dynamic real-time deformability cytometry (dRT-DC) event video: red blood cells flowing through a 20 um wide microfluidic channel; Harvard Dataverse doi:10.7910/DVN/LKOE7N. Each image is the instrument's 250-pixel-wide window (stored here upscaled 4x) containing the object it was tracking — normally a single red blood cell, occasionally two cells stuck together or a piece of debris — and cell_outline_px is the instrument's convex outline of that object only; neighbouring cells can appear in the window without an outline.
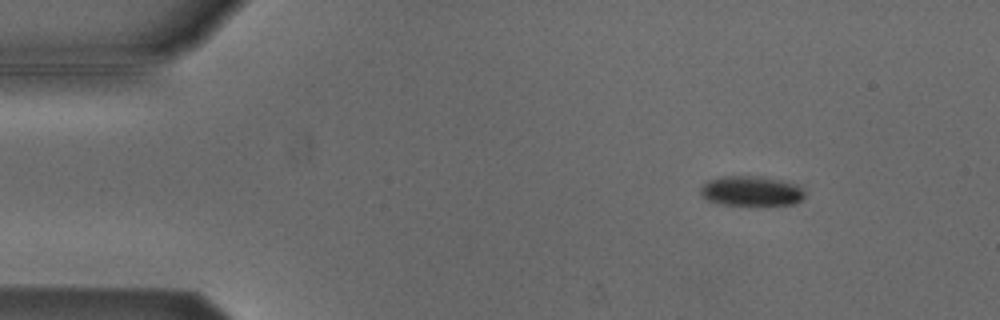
{"species": "Egyptian fruit bat (a non-hibernating species)", "species_latin": "Rousettus aegyptiacus", "temperature_condition": "cold", "stored_images_in_passage": 7, "camera_frame_rate_fps": 3000, "um_per_image_px": 0.085, "animal": {"sex": "male"}, "frame": {"image": 1, "passage_image": 2, "time_ms": 0.333, "image_size_px": [1000, 320], "cell_outline_px": [[804, 196], [800, 200], [792, 204], [724, 204], [708, 200], [700, 192], [700, 188], [708, 180], [724, 176], [760, 176], [780, 180], [796, 184], [804, 192]], "centroid_in_image_um": [63.84, 16.21], "position_along_channel_um": 21.2, "area_um2": 17.69}}
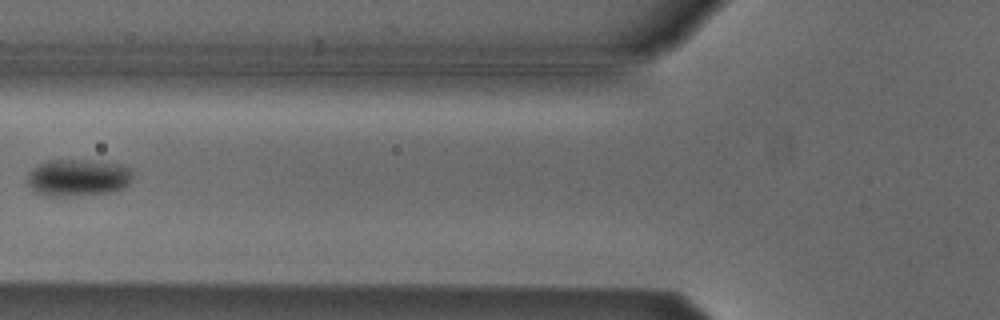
{"frame": {"image": 2, "passage_image": 6, "time_ms": 1.667, "image_size_px": [1000, 320], "cell_outline_px": [[132, 176], [128, 184], [124, 188], [112, 192], [68, 196], [44, 196], [36, 192], [24, 180], [28, 172], [36, 164], [48, 160], [92, 160], [120, 164], [132, 168]], "centroid_in_image_um": [6.59, 15.09], "position_along_channel_um": 119.2, "area_um2": 23.18}}
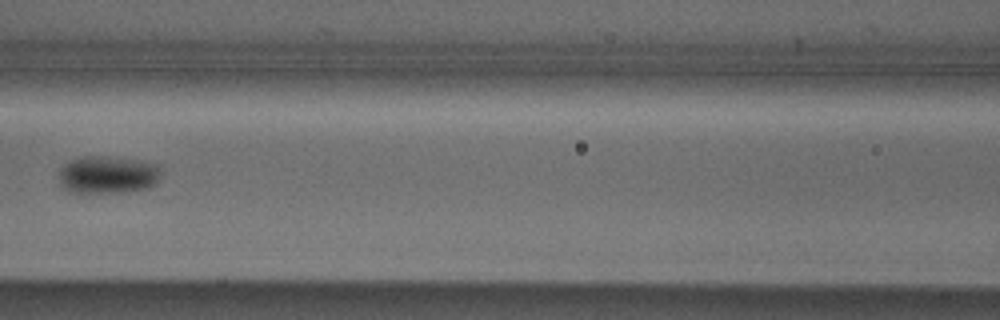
{"frame": {"image": 3, "passage_image": 7, "time_ms": 2.0, "image_size_px": [1000, 320], "cell_outline_px": [[160, 176], [156, 184], [148, 188], [120, 192], [84, 196], [68, 192], [60, 184], [60, 168], [68, 160], [80, 156], [108, 156], [140, 160], [160, 164]], "centroid_in_image_um": [9.12, 14.88], "position_along_channel_um": 157.5, "area_um2": 23.47}}